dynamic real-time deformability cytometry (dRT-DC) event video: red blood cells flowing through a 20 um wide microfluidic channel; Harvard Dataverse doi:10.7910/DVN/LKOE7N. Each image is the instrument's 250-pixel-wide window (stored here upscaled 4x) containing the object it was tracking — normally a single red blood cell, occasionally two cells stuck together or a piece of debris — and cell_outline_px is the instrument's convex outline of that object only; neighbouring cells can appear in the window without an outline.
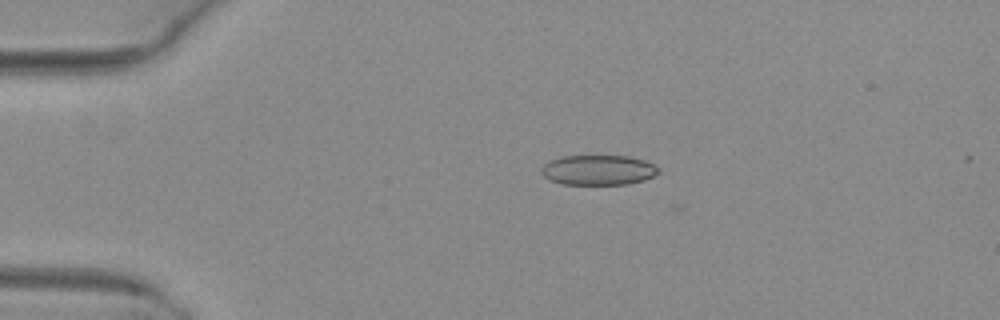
{"species": "common noctule bat (a hibernating species)", "species_latin": "Nyctalus noctula", "temperature_condition": "warm", "stored_images_in_passage": 4, "camera_frame_rate_fps": 3000, "um_per_image_px": 0.085, "animal": {"sex": "female", "body_mass_g": 29.2, "forearm_length_mm": 56.3}, "frame": {"image": 1, "passage_image": 2, "time_ms": 0.333, "image_size_px": [1000, 320], "cell_outline_px": [[660, 172], [644, 180], [628, 184], [564, 184], [552, 180], [544, 176], [540, 172], [540, 168], [544, 164], [560, 156], [628, 156], [644, 160], [660, 168]], "centroid_in_image_um": [50.86, 14.45], "position_along_channel_um": 34.1, "area_um2": 20.4}}